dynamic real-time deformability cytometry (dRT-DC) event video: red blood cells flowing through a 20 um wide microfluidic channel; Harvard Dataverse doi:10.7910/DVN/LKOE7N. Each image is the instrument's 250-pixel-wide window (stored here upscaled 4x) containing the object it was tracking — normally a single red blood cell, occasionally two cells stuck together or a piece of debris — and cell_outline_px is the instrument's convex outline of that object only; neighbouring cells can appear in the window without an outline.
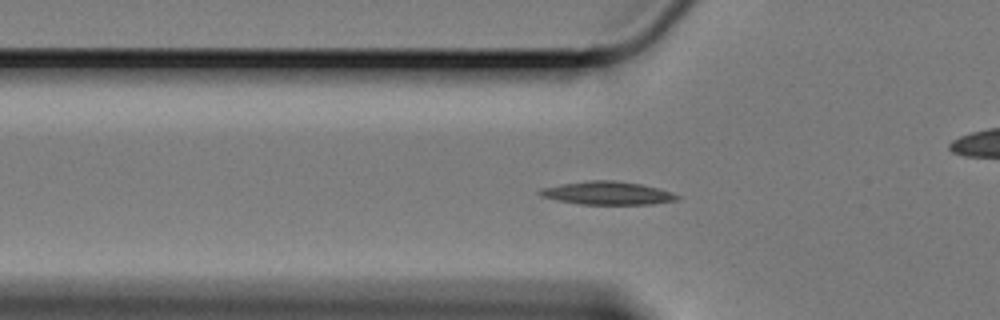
{"species": "Egyptian fruit bat (a non-hibernating species)", "species_latin": "Rousettus aegyptiacus", "temperature_condition": "cold", "stored_images_in_passage": 44, "camera_frame_rate_fps": 3000, "um_per_image_px": 0.085, "animal": {"sex": "female"}, "frame": {"image": 1, "passage_image": 3, "time_ms": 0.667, "image_size_px": [1000, 320], "cell_outline_px": [[680, 196], [676, 200], [652, 204], [580, 204], [556, 200], [540, 196], [536, 192], [540, 188], [560, 184], [592, 180], [612, 180], [640, 184], [672, 192]], "centroid_in_image_um": [51.57, 16.41], "position_along_channel_um": 74.2, "area_um2": 18.44}}
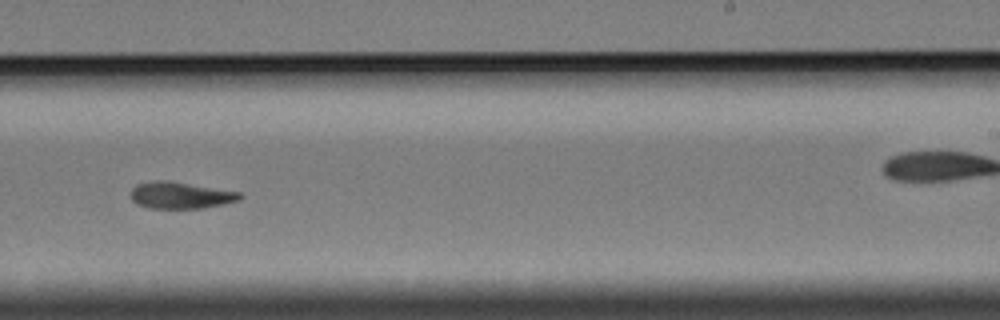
{"frame": {"image": 2, "passage_image": 21, "time_ms": 6.667, "image_size_px": [1000, 320], "cell_outline_px": [[244, 196], [240, 200], [224, 204], [204, 208], [148, 208], [136, 204], [132, 200], [132, 188], [136, 184], [156, 180], [168, 180], [240, 192]], "centroid_in_image_um": [15.36, 16.6], "position_along_channel_um": 273.6, "area_um2": 17.05}}
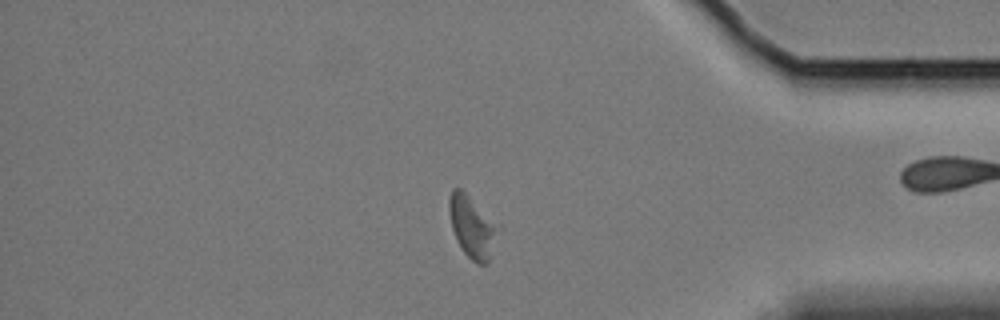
{"frame": {"image": 3, "passage_image": 34, "time_ms": 11.0, "image_size_px": [1000, 320], "cell_outline_px": [[492, 232], [488, 264], [476, 264], [460, 248], [456, 240], [452, 228], [448, 208], [448, 200], [452, 188], [460, 188], [468, 196], [492, 224]], "centroid_in_image_um": [39.95, 19.28], "position_along_channel_um": 395.3, "area_um2": 15.78}, "authors_computed_cell_mechanics": {"area_um2": 17.1088, "velocity_mm_per_s": 3.3222, "shape_relaxation_time_tau1_ms": 7.9772, "shape_relaxation_time_tau2_ms": 6.7706, "deformation_change_tau1": 0.1593, "deformation_change_tau2": 0.1335}}